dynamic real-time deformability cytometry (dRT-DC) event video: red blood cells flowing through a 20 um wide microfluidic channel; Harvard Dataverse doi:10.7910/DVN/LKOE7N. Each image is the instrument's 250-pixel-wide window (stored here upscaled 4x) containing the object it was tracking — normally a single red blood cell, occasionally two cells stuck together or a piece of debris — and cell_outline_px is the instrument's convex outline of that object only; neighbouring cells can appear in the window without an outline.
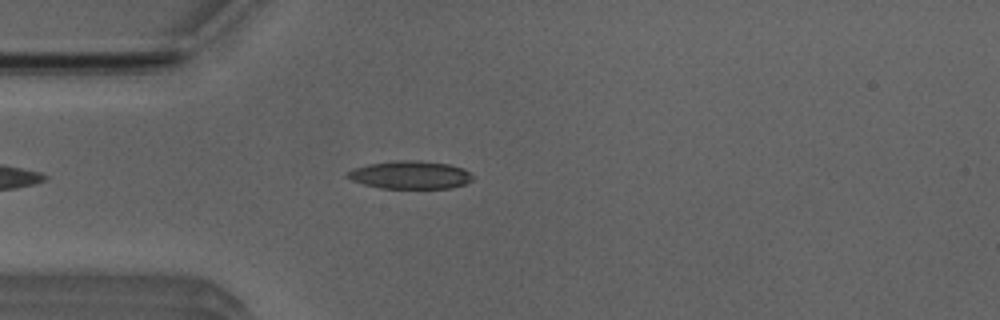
{"species": "Egyptian fruit bat (a non-hibernating species)", "species_latin": "Rousettus aegyptiacus", "temperature_condition": "room temperature", "stored_images_in_passage": 36, "camera_frame_rate_fps": 3000, "um_per_image_px": 0.085, "animal": {"sex": "male"}, "frame": {"image": 1, "passage_image": 5, "time_ms": 1.333, "image_size_px": [1000, 320], "cell_outline_px": [[472, 180], [464, 184], [452, 188], [380, 188], [364, 184], [352, 180], [344, 176], [348, 172], [356, 168], [368, 164], [392, 160], [420, 160], [448, 164], [464, 168], [472, 176]], "centroid_in_image_um": [34.87, 14.86], "position_along_channel_um": 50.1, "area_um2": 20.4}}
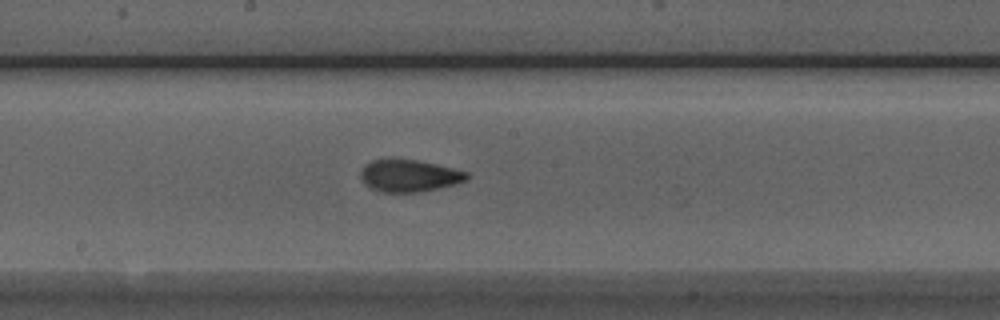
{"frame": {"image": 2, "passage_image": 18, "time_ms": 5.667, "image_size_px": [1000, 320], "cell_outline_px": [[468, 176], [464, 180], [456, 184], [420, 192], [380, 192], [364, 184], [360, 176], [360, 172], [364, 164], [372, 160], [416, 160], [436, 164], [468, 172]], "centroid_in_image_um": [34.75, 14.95], "position_along_channel_um": 213.5, "area_um2": 19.65}}
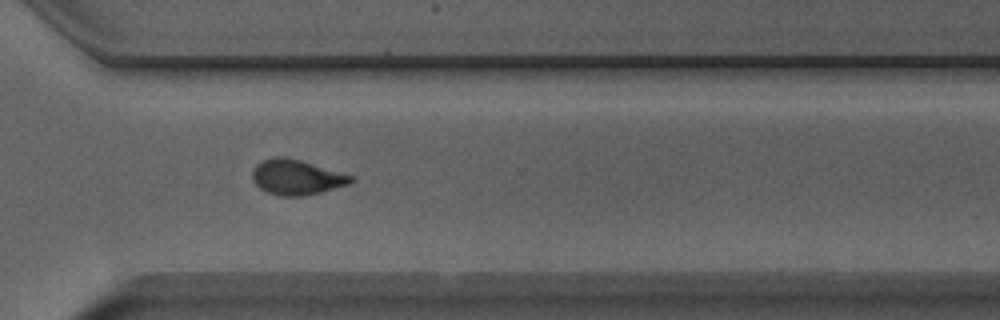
{"frame": {"image": 3, "passage_image": 28, "time_ms": 9.0, "image_size_px": [1000, 320], "cell_outline_px": [[356, 180], [348, 184], [320, 192], [304, 196], [280, 196], [268, 192], [260, 188], [252, 180], [252, 172], [256, 164], [272, 156], [284, 156], [300, 160], [352, 176]], "centroid_in_image_um": [25.17, 15.06], "position_along_channel_um": 345.4, "area_um2": 20.0}, "authors_computed_cell_mechanics": {"area_um2": 19.9988, "velocity_mm_per_s": 3.9681, "shape_relaxation_time_tau1_ms": 3.7797, "shape_relaxation_time_tau2_ms": 1.4945, "deformation_change_tau1": 0.1523, "deformation_change_tau2": 0.0775}}